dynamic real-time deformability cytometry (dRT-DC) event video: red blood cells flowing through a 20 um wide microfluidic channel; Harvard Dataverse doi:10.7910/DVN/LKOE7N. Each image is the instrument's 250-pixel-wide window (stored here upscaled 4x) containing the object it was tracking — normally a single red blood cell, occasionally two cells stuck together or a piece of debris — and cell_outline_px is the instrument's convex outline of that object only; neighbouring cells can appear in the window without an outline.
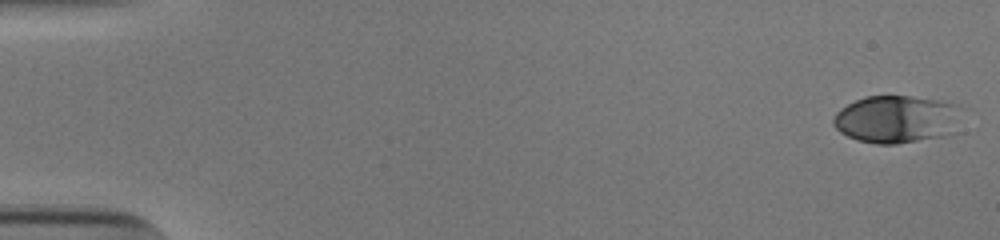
{"species": "human", "species_latin": "Homo sapiens", "temperature_condition": "cold", "stored_images_in_passage": 49, "camera_frame_rate_fps": 3000, "um_per_image_px": 0.085, "donor": {"sex": "male"}, "frame": {"image": 1, "passage_image": 1, "time_ms": 0.0, "image_size_px": [1000, 240], "cell_outline_px": [[972, 108], [956, 132], [944, 136], [896, 144], [876, 144], [856, 140], [840, 132], [832, 124], [832, 120], [836, 112], [840, 108], [864, 96], [908, 96], [940, 100], [960, 104]], "centroid_in_image_um": [76.4, 10.12], "position_along_channel_um": 8.6, "area_um2": 37.17}}
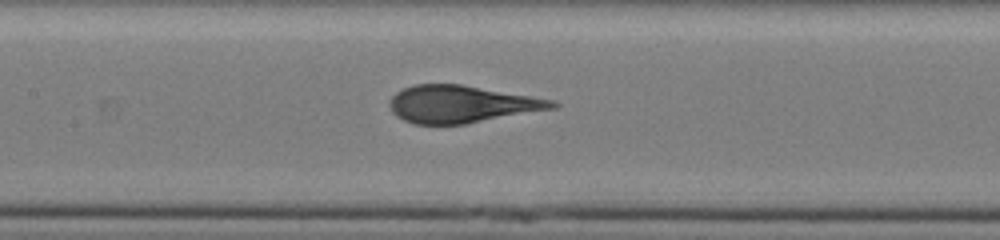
{"frame": {"image": 2, "passage_image": 26, "time_ms": 8.333, "image_size_px": [1000, 240], "cell_outline_px": [[560, 104], [556, 108], [464, 124], [412, 124], [396, 116], [392, 112], [388, 104], [388, 100], [396, 92], [412, 84], [460, 84], [556, 100]], "centroid_in_image_um": [39.21, 8.85], "position_along_channel_um": 168.2, "area_um2": 35.43}}
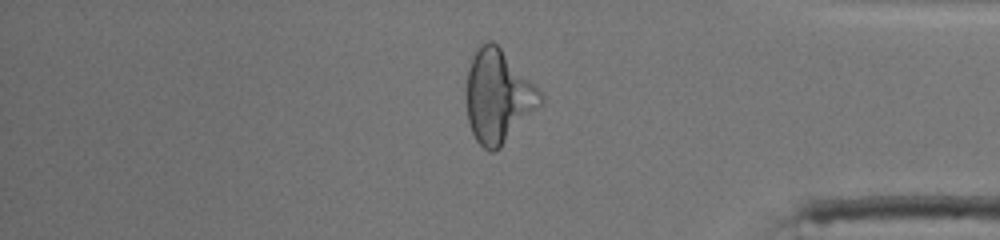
{"frame": {"image": 3, "passage_image": 45, "time_ms": 14.667, "image_size_px": [1000, 240], "cell_outline_px": [[544, 104], [496, 152], [488, 152], [476, 140], [472, 132], [468, 120], [468, 68], [472, 56], [480, 44], [488, 40], [492, 40], [544, 92]], "centroid_in_image_um": [42.41, 8.22], "position_along_channel_um": 392.8, "area_um2": 40.34}}